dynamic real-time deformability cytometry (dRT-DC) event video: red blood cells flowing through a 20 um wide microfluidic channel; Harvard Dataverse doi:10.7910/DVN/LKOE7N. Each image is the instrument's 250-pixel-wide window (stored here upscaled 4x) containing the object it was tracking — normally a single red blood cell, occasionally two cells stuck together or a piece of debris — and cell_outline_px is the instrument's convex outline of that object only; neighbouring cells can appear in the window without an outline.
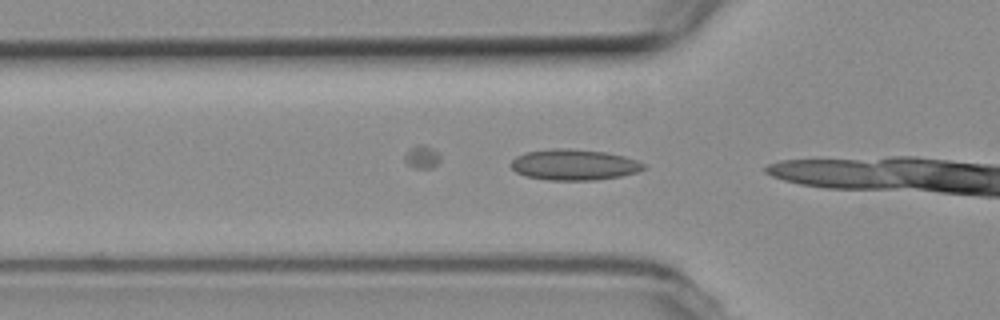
{"species": "common noctule bat (a hibernating species)", "species_latin": "Nyctalus noctula", "temperature_condition": "room temperature", "stored_images_in_passage": 9, "camera_frame_rate_fps": 3000, "um_per_image_px": 0.085, "animal": {"sex": "female", "body_mass_g": 19.3, "forearm_length_mm": 54.1}, "frame": {"image": 1, "passage_image": 7, "time_ms": 2.0, "image_size_px": [1000, 320], "cell_outline_px": [[648, 168], [636, 172], [620, 176], [596, 180], [548, 180], [524, 176], [516, 172], [508, 164], [516, 156], [524, 152], [552, 148], [572, 148], [604, 152], [624, 156], [636, 160], [644, 164]], "centroid_in_image_um": [48.75, 14.0], "position_along_channel_um": 77.0, "area_um2": 24.1}}